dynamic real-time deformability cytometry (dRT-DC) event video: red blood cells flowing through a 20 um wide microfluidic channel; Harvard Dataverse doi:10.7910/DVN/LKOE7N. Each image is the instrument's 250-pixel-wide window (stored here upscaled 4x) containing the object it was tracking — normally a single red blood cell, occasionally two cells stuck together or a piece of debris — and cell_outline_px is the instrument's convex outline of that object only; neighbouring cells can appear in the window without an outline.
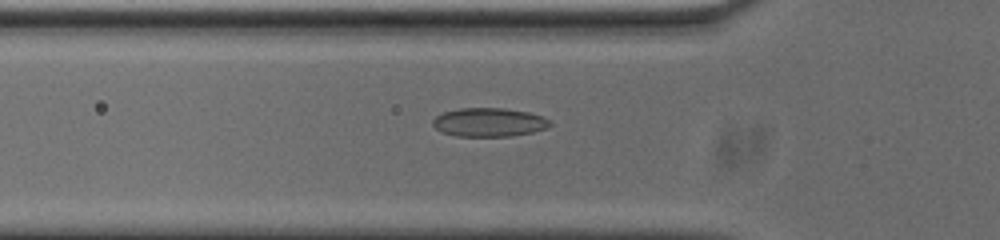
{"species": "common noctule bat (a hibernating species)", "species_latin": "Nyctalus noctula", "temperature_condition": "cold", "stored_images_in_passage": 13, "camera_frame_rate_fps": 3000, "um_per_image_px": 0.085, "animal": {"sex": "male", "body_mass_g": 20.0, "forearm_length_mm": 53.3}, "frame": {"image": 1, "passage_image": 5, "time_ms": 1.333, "image_size_px": [1000, 240], "cell_outline_px": [[552, 124], [548, 128], [532, 132], [512, 136], [456, 136], [440, 132], [432, 124], [432, 120], [436, 116], [444, 112], [460, 108], [504, 108], [528, 112], [544, 116], [552, 120]], "centroid_in_image_um": [41.6, 10.39], "position_along_channel_um": 84.2, "area_um2": 19.83}}
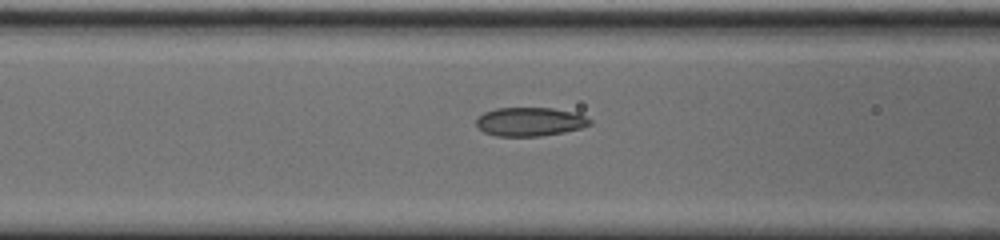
{"frame": {"image": 2, "passage_image": 8, "time_ms": 2.333, "image_size_px": [1000, 240], "cell_outline_px": [[592, 124], [580, 128], [564, 132], [540, 136], [496, 136], [484, 132], [476, 124], [476, 120], [484, 112], [496, 108], [552, 108], [576, 112], [592, 120]], "centroid_in_image_um": [45.06, 10.34], "position_along_channel_um": 121.5, "area_um2": 19.02}}
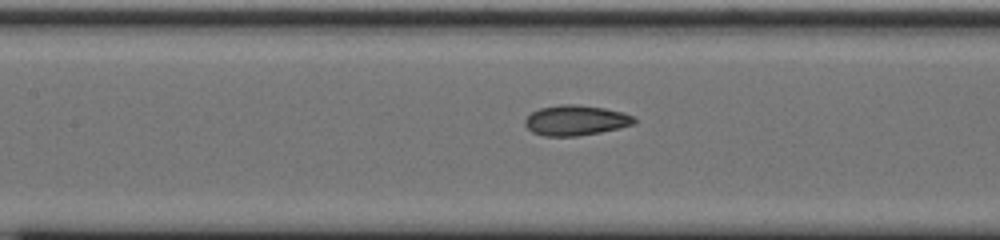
{"frame": {"image": 3, "passage_image": 11, "time_ms": 3.333, "image_size_px": [1000, 240], "cell_outline_px": [[636, 124], [620, 128], [600, 132], [576, 136], [544, 136], [532, 132], [524, 124], [524, 120], [532, 112], [540, 108], [560, 104], [576, 104], [604, 108], [624, 112], [632, 116], [636, 120]], "centroid_in_image_um": [48.95, 10.23], "position_along_channel_um": 158.5, "area_um2": 19.31}}